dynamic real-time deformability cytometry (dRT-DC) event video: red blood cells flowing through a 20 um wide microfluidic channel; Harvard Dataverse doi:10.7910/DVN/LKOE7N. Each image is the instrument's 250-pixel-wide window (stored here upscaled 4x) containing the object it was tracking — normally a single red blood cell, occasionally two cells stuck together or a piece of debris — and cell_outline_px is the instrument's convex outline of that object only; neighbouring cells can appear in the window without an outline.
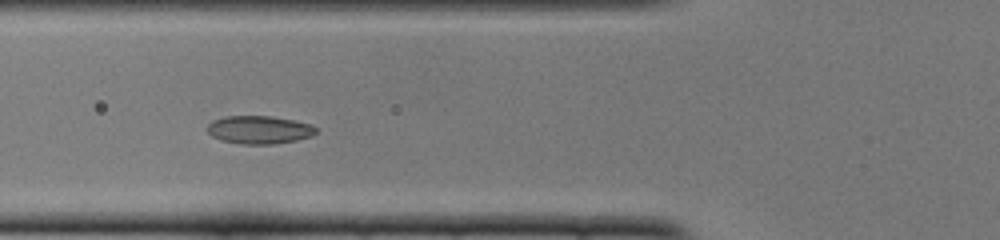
{"species": "common noctule bat (a hibernating species)", "species_latin": "Nyctalus noctula", "temperature_condition": "cold", "stored_images_in_passage": 37, "camera_frame_rate_fps": 3000, "um_per_image_px": 0.085, "animal": {"sex": "female", "body_mass_g": 22.0, "forearm_length_mm": 56.7}, "frame": {"image": 1, "passage_image": 4, "time_ms": 1.0, "image_size_px": [1000, 240], "cell_outline_px": [[316, 132], [312, 136], [296, 140], [276, 144], [240, 144], [220, 140], [212, 136], [208, 132], [208, 124], [212, 120], [224, 116], [272, 116], [312, 124], [316, 128]], "centroid_in_image_um": [22.02, 11.03], "position_along_channel_um": 103.8, "area_um2": 17.86}}
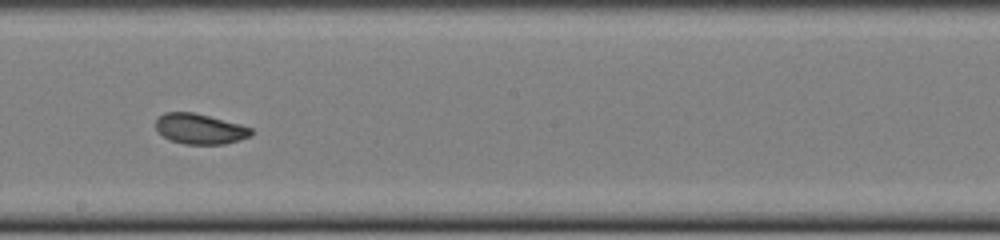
{"frame": {"image": 2, "passage_image": 14, "time_ms": 4.333, "image_size_px": [1000, 240], "cell_outline_px": [[252, 136], [240, 140], [224, 144], [184, 144], [172, 140], [164, 136], [156, 128], [156, 120], [164, 112], [192, 112], [240, 124], [252, 128]], "centroid_in_image_um": [17.02, 10.96], "position_along_channel_um": 231.2, "area_um2": 16.7}}
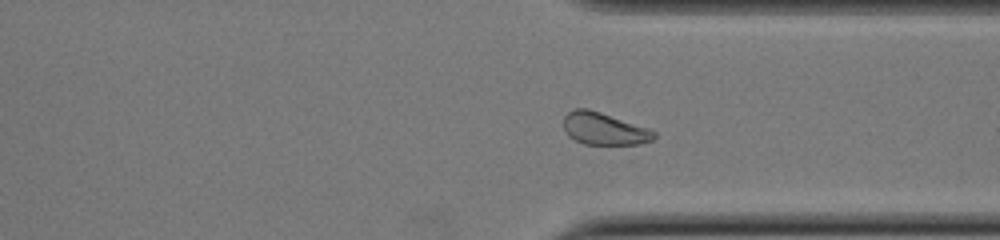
{"frame": {"image": 3, "passage_image": 24, "time_ms": 7.667, "image_size_px": [1000, 240], "cell_outline_px": [[656, 136], [652, 140], [640, 144], [584, 144], [568, 136], [564, 128], [564, 116], [568, 112], [576, 108], [588, 108], [648, 128], [656, 132]], "centroid_in_image_um": [51.34, 10.94], "position_along_channel_um": 360.1, "area_um2": 16.88}, "authors_computed_cell_mechanics": {"area_um2": 17.5712, "velocity_mm_per_s": 3.8328, "shape_relaxation_time_tau1_ms": 5.0459, "shape_relaxation_time_tau2_ms": 2.5087, "deformation_change_tau1": 0.1048, "deformation_change_tau2": 0.0606}}